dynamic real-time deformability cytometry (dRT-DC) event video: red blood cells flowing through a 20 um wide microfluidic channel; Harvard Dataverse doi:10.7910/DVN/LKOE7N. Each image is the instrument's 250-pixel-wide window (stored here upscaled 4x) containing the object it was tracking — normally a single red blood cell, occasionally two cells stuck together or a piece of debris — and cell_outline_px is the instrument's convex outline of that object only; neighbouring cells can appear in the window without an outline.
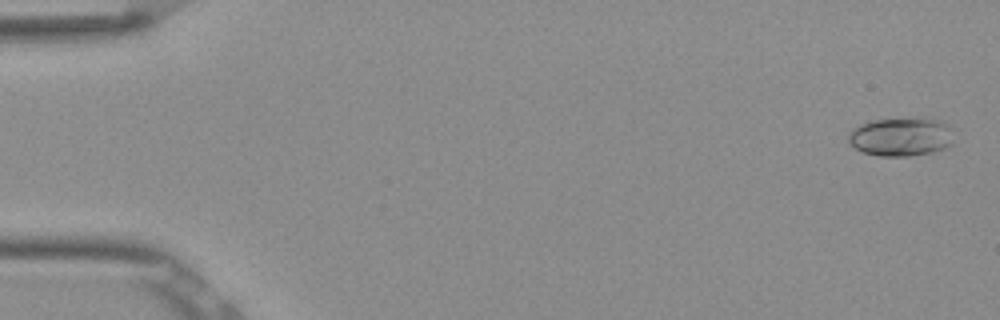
{"species": "Egyptian fruit bat (a non-hibernating species)", "species_latin": "Rousettus aegyptiacus", "temperature_condition": "room temperature", "stored_images_in_passage": 53, "camera_frame_rate_fps": 3000, "um_per_image_px": 0.085, "frame": {"image": 1, "passage_image": 2, "time_ms": 0.333, "image_size_px": [1000, 320], "cell_outline_px": [[952, 144], [944, 148], [932, 152], [908, 156], [880, 156], [864, 152], [856, 148], [848, 140], [848, 132], [860, 124], [868, 120], [920, 116], [924, 116], [944, 120], [952, 128]], "centroid_in_image_um": [76.63, 11.57], "position_along_channel_um": 8.4, "area_um2": 24.45}}
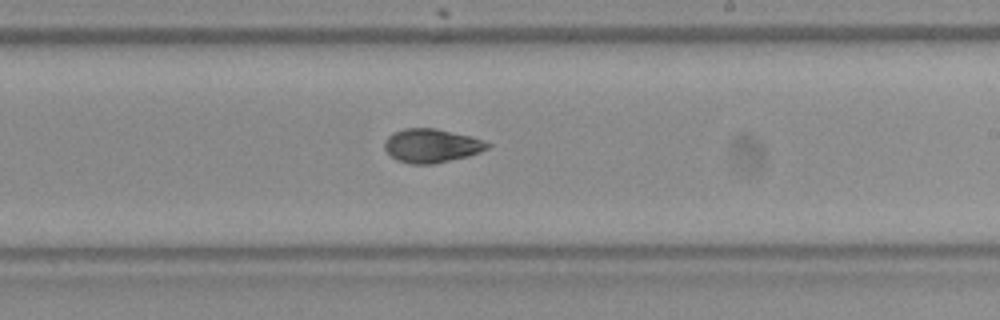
{"frame": {"image": 2, "passage_image": 32, "time_ms": 10.333, "image_size_px": [1000, 320], "cell_outline_px": [[492, 144], [488, 148], [480, 152], [468, 156], [432, 164], [408, 164], [396, 160], [384, 148], [384, 140], [392, 132], [404, 128], [436, 128], [472, 136], [484, 140]], "centroid_in_image_um": [36.68, 12.37], "position_along_channel_um": 252.3, "area_um2": 20.46}}
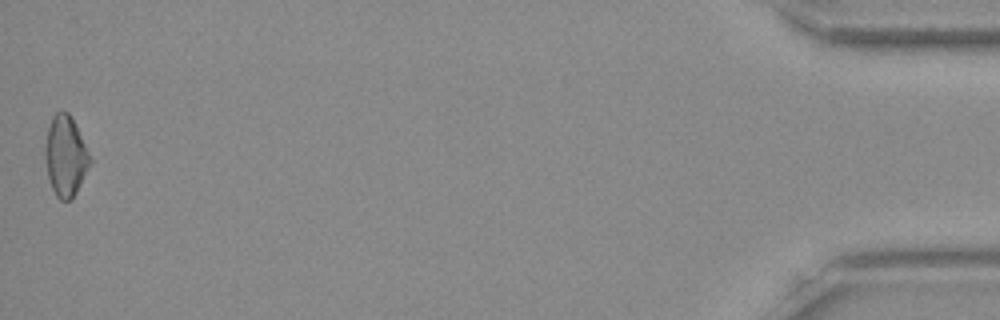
{"frame": {"image": 3, "passage_image": 53, "time_ms": 17.333, "image_size_px": [1000, 320], "cell_outline_px": [[92, 164], [72, 200], [60, 200], [56, 196], [52, 188], [48, 176], [44, 156], [44, 152], [48, 128], [52, 116], [56, 112], [68, 112], [92, 160]], "centroid_in_image_um": [5.57, 13.32], "position_along_channel_um": 429.6, "area_um2": 20.81}, "authors_computed_cell_mechanics": {"area_um2": 20.2878, "velocity_mm_per_s": 3.8708, "shape_relaxation_time_tau1_ms": 7.2735, "shape_relaxation_time_tau2_ms": 3.2726, "deformation_change_tau1": 0.1711, "deformation_change_tau2": 0.0815}}